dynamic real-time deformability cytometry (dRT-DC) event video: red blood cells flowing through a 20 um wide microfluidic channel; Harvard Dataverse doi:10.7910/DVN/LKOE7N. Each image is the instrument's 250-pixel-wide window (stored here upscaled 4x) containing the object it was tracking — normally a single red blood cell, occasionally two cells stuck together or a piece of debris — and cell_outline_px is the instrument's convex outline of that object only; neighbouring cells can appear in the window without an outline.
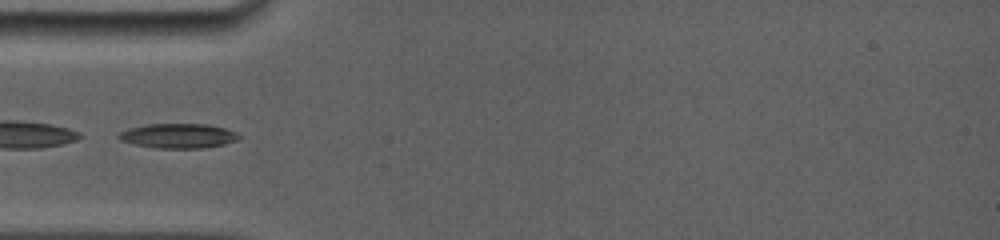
{"species": "common noctule bat (a hibernating species)", "species_latin": "Nyctalus noctula", "temperature_condition": "room temperature", "stored_images_in_passage": 2, "camera_frame_rate_fps": 5000, "um_per_image_px": 0.085, "animal": {"sex": "female", "body_mass_g": 19.0, "forearm_length_mm": 56.7}, "frame": {"image": 1, "passage_image": 1, "time_ms": 0.0, "image_size_px": [1000, 240], "cell_outline_px": [[240, 136], [236, 140], [224, 144], [204, 148], [156, 148], [136, 144], [120, 140], [116, 136], [120, 132], [128, 128], [148, 124], [208, 124], [224, 128], [236, 132]], "centroid_in_image_um": [15.14, 11.54], "position_along_channel_um": 69.9, "area_um2": 17.17}}
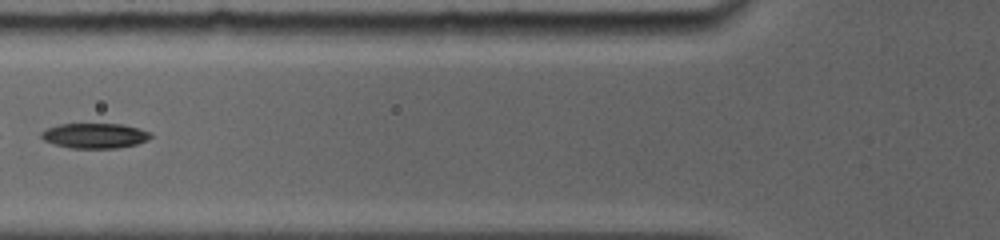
{"frame": {"image": 2, "passage_image": 2, "time_ms": 1.2, "image_size_px": [1000, 240], "cell_outline_px": [[152, 136], [148, 140], [136, 144], [116, 148], [72, 148], [56, 144], [44, 140], [40, 136], [40, 132], [48, 128], [60, 124], [124, 124], [140, 128], [148, 132]], "centroid_in_image_um": [8.07, 11.53], "position_along_channel_um": 117.7, "area_um2": 15.9}}